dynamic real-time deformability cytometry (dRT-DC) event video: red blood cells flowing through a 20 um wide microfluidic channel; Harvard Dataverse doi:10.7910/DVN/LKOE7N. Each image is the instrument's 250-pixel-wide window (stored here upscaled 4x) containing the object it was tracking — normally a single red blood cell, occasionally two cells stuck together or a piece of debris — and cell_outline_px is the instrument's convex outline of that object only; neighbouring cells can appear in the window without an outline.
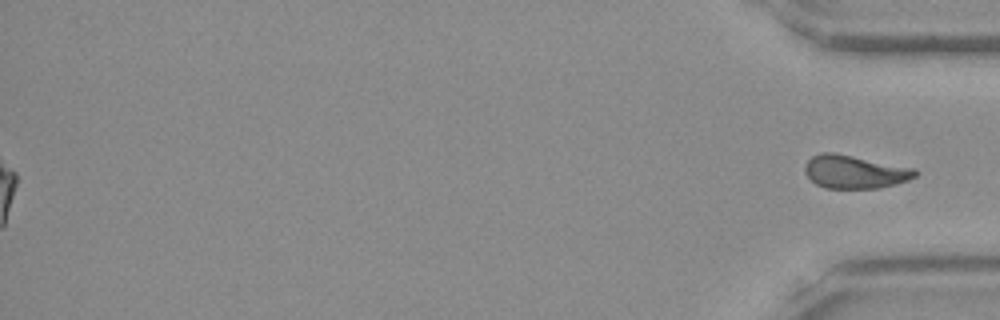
{"species": "Egyptian fruit bat (a non-hibernating species)", "species_latin": "Rousettus aegyptiacus", "temperature_condition": "room temperature", "stored_images_in_passage": 40, "segment_of_instrument_passage": [2, 2], "camera_frame_rate_fps": 3000, "um_per_image_px": 0.085, "frame": {"image": 1, "passage_image": 40, "time_ms": 13.0, "image_size_px": [1000, 320], "cell_outline_px": [[920, 172], [916, 176], [908, 180], [896, 184], [880, 188], [824, 188], [816, 184], [804, 172], [804, 168], [808, 160], [812, 156], [820, 152], [832, 152], [916, 168]], "centroid_in_image_um": [72.68, 14.6], "position_along_channel_um": 362.5, "area_um2": 21.44}}